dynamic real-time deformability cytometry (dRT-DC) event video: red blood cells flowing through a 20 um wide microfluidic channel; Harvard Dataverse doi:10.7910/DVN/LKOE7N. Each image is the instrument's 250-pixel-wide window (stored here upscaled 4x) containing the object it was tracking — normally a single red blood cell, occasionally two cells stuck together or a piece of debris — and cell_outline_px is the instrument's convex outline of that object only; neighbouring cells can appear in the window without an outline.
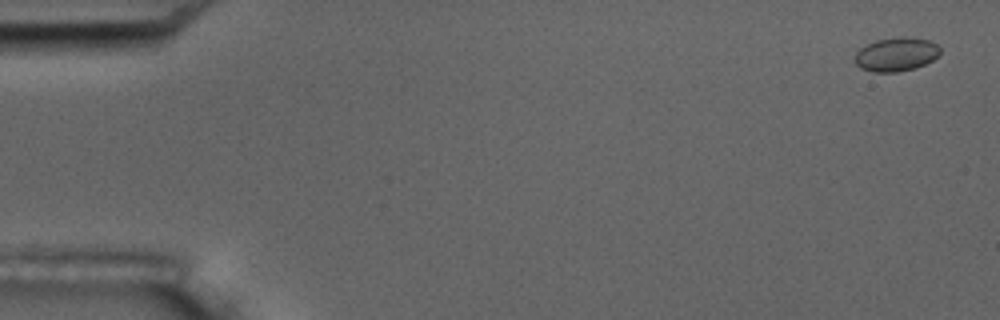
{"species": "common noctule bat (a hibernating species)", "species_latin": "Nyctalus noctula", "temperature_condition": "room temperature", "stored_images_in_passage": 7, "camera_frame_rate_fps": 3000, "um_per_image_px": 0.085, "animal": {"sex": "male", "body_mass_g": 17.5, "forearm_length_mm": 52.3}, "frame": {"image": 1, "passage_image": 1, "time_ms": 0.0, "image_size_px": [1000, 320], "cell_outline_px": [[940, 52], [932, 60], [916, 68], [896, 72], [872, 72], [860, 68], [856, 64], [856, 52], [860, 48], [876, 40], [904, 36], [908, 36], [928, 40], [936, 44], [940, 48]], "centroid_in_image_um": [76.17, 4.62], "position_along_channel_um": 8.8, "area_um2": 16.7}}